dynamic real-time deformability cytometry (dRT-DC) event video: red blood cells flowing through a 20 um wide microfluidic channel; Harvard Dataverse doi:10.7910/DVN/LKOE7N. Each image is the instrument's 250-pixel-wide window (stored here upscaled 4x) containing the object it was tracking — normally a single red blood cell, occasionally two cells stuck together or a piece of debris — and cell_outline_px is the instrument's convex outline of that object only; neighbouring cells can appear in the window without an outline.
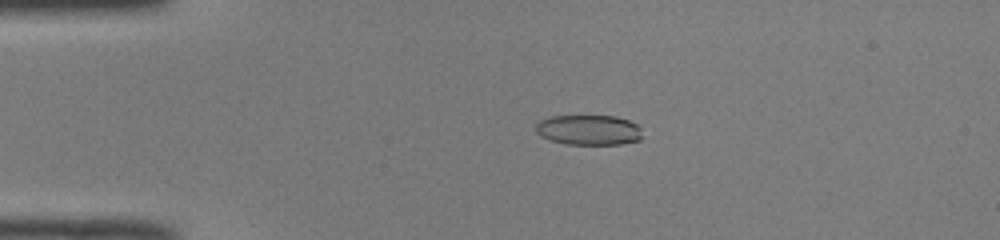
{"species": "common noctule bat (a hibernating species)", "species_latin": "Nyctalus noctula", "temperature_condition": "room temperature", "stored_images_in_passage": 26, "camera_frame_rate_fps": 3000, "um_per_image_px": 0.085, "animal": {"sex": "male", "body_mass_g": 19.0, "forearm_length_mm": 50.8}, "frame": {"image": 1, "passage_image": 11, "time_ms": 3.333, "image_size_px": [1000, 240], "cell_outline_px": [[644, 136], [640, 140], [620, 144], [568, 144], [552, 140], [540, 136], [536, 132], [536, 124], [540, 120], [552, 116], [616, 116], [628, 120], [636, 124], [640, 128]], "centroid_in_image_um": [50.07, 11.04], "position_along_channel_um": 34.9, "area_um2": 18.73}}
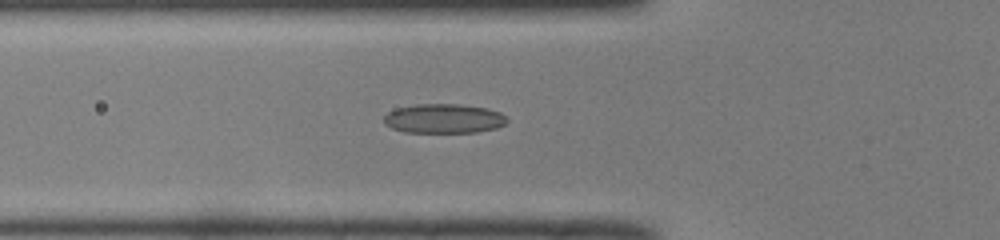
{"frame": {"image": 2, "passage_image": 18, "time_ms": 5.667, "image_size_px": [1000, 240], "cell_outline_px": [[508, 120], [504, 124], [496, 128], [476, 132], [404, 132], [392, 128], [384, 124], [384, 116], [388, 112], [396, 108], [416, 104], [456, 104], [488, 108], [500, 112]], "centroid_in_image_um": [37.7, 10.07], "position_along_channel_um": 88.1, "area_um2": 21.04}}
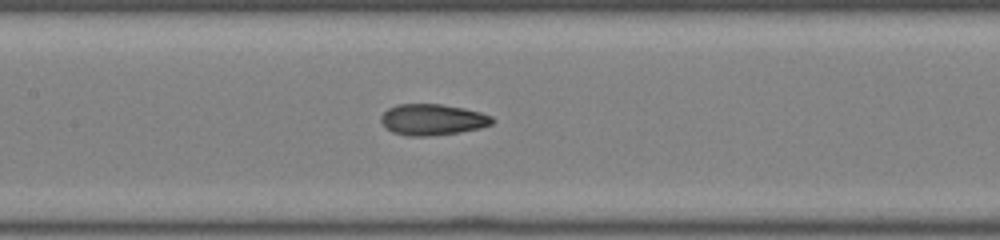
{"frame": {"image": 3, "passage_image": 24, "time_ms": 7.667, "image_size_px": [1000, 240], "cell_outline_px": [[496, 120], [492, 124], [480, 128], [460, 132], [428, 136], [408, 136], [392, 132], [384, 128], [380, 120], [380, 116], [388, 108], [396, 104], [440, 104], [464, 108], [480, 112], [492, 116]], "centroid_in_image_um": [36.74, 10.17], "position_along_channel_um": 170.7, "area_um2": 20.4}}